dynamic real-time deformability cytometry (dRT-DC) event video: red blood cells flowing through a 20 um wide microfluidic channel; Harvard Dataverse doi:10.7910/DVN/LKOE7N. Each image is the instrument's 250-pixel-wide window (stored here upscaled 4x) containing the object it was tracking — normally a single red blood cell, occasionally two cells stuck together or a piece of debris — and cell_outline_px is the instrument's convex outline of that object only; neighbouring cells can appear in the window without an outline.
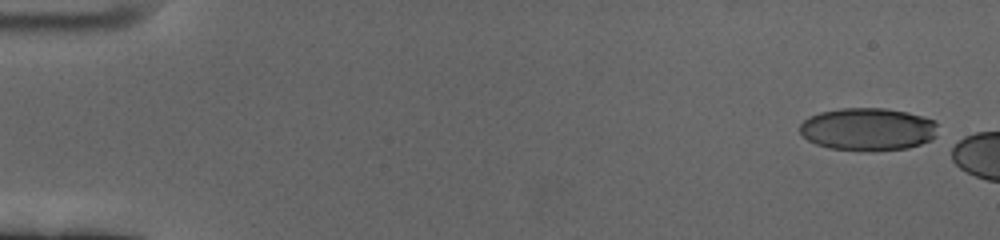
{"species": "human", "species_latin": "Homo sapiens", "temperature_condition": "cold", "stored_images_in_passage": 6, "camera_frame_rate_fps": 3000, "um_per_image_px": 0.085, "donor": {"sex": "female"}, "frame": {"image": 1, "passage_image": 1, "time_ms": 0.0, "image_size_px": [1000, 240], "cell_outline_px": [[936, 136], [932, 140], [908, 148], [828, 148], [816, 144], [808, 140], [800, 132], [800, 124], [808, 116], [820, 112], [840, 108], [884, 108], [908, 112], [924, 116], [936, 120]], "centroid_in_image_um": [73.78, 10.93], "position_along_channel_um": 11.2, "area_um2": 33.7}}